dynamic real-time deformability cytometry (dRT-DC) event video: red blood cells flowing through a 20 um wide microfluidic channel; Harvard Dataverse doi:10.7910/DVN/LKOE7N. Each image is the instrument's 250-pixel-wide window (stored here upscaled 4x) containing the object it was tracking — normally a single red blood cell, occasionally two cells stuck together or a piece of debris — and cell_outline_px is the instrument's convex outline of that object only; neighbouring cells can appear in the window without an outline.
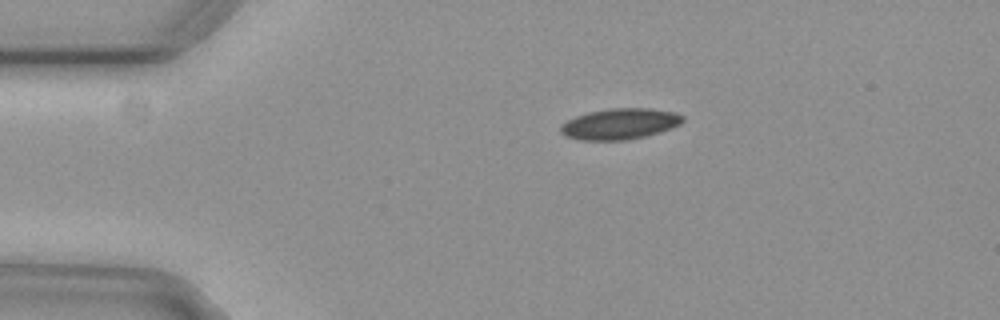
{"species": "common noctule bat (a hibernating species)", "species_latin": "Nyctalus noctula", "temperature_condition": "cold", "stored_images_in_passage": 45, "camera_frame_rate_fps": 3000, "um_per_image_px": 0.085, "animal": {"sex": "female", "body_mass_g": 29.2, "forearm_length_mm": 56.3}, "frame": {"image": 1, "passage_image": 1, "time_ms": 0.0, "image_size_px": [1000, 320], "cell_outline_px": [[684, 120], [680, 124], [672, 128], [644, 136], [624, 140], [580, 140], [564, 136], [560, 132], [560, 124], [576, 116], [588, 112], [608, 108], [652, 108], [676, 112], [684, 116]], "centroid_in_image_um": [52.68, 10.52], "position_along_channel_um": 32.3, "area_um2": 22.14}}
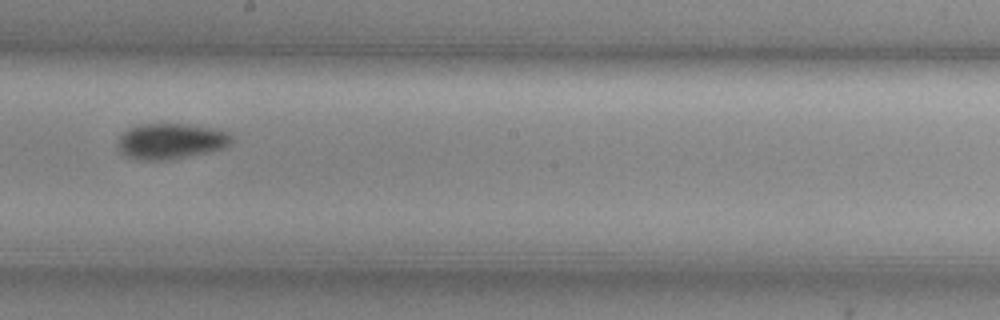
{"frame": {"image": 2, "passage_image": 21, "time_ms": 6.667, "image_size_px": [1000, 320], "cell_outline_px": [[232, 144], [224, 148], [168, 160], [140, 160], [128, 156], [120, 152], [116, 148], [116, 144], [120, 136], [128, 128], [140, 124], [188, 124], [212, 128], [228, 132], [232, 136]], "centroid_in_image_um": [14.5, 11.99], "position_along_channel_um": 233.7, "area_um2": 23.7}}
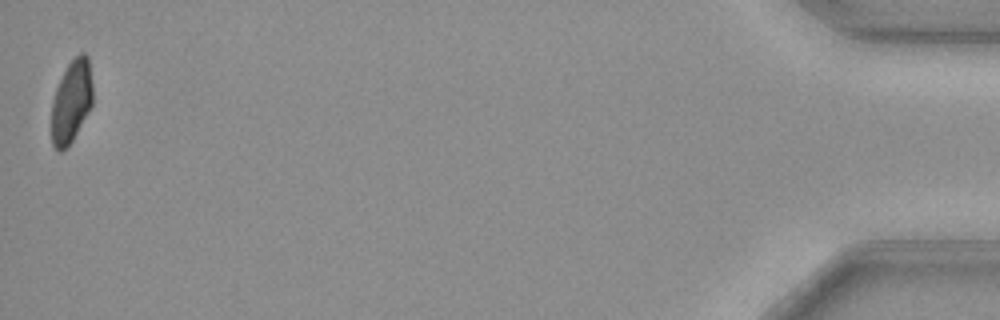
{"frame": {"image": 3, "passage_image": 45, "time_ms": 14.667, "image_size_px": [1000, 320], "cell_outline_px": [[92, 104], [72, 140], [60, 152], [52, 144], [52, 100], [56, 88], [68, 64], [80, 52], [84, 52], [88, 56], [92, 84]], "centroid_in_image_um": [6.07, 8.58], "position_along_channel_um": 429.1, "area_um2": 19.42}, "authors_computed_cell_mechanics": {"area_um2": 22.3686, "velocity_mm_per_s": 3.7117, "shape_relaxation_time_tau1_ms": 9.376, "shape_relaxation_time_tau2_ms": null, "deformation_change_tau1": 0.1425, "deformation_change_tau2": null}}